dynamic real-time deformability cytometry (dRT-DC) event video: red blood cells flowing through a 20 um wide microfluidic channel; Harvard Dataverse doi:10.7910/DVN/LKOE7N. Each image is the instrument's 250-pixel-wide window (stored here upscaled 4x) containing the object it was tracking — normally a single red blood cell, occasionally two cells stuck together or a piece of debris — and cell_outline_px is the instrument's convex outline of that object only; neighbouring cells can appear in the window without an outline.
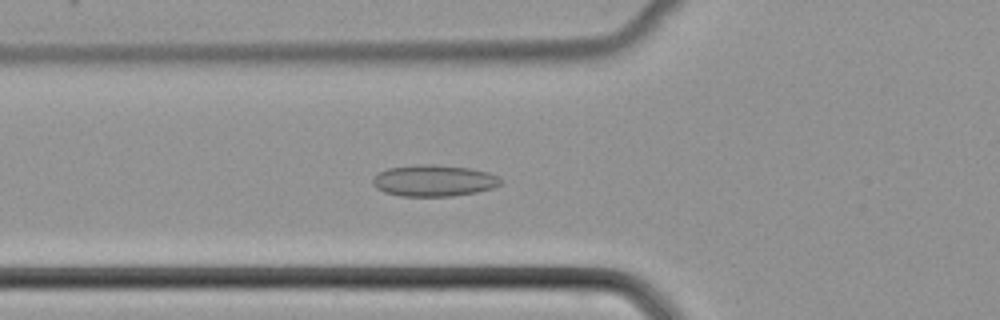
{"species": "common noctule bat (a hibernating species)", "species_latin": "Nyctalus noctula", "temperature_condition": "cold", "stored_images_in_passage": 52, "camera_frame_rate_fps": 3000, "um_per_image_px": 0.085, "animal": {"sex": "female", "body_mass_g": 22.7, "forearm_length_mm": 54.2}, "frame": {"image": 1, "passage_image": 20, "time_ms": 6.333, "image_size_px": [1000, 320], "cell_outline_px": [[504, 180], [500, 184], [492, 188], [476, 192], [452, 196], [400, 196], [384, 192], [376, 188], [372, 184], [372, 180], [380, 172], [388, 168], [416, 164], [436, 164], [472, 168], [488, 172], [500, 176]], "centroid_in_image_um": [36.91, 15.34], "position_along_channel_um": 88.9, "area_um2": 23.7}}
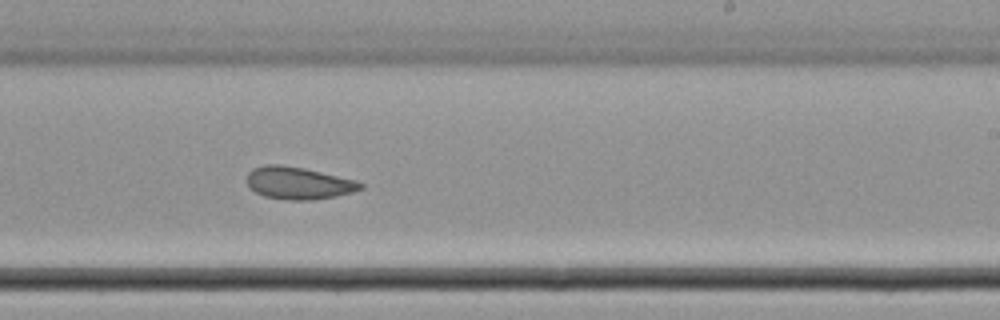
{"frame": {"image": 2, "passage_image": 33, "time_ms": 10.667, "image_size_px": [1000, 320], "cell_outline_px": [[364, 188], [352, 192], [336, 196], [312, 200], [284, 200], [264, 196], [248, 188], [244, 180], [248, 172], [252, 168], [264, 164], [280, 164], [304, 168], [356, 180], [364, 184]], "centroid_in_image_um": [25.31, 15.56], "position_along_channel_um": 263.7, "area_um2": 21.79}}
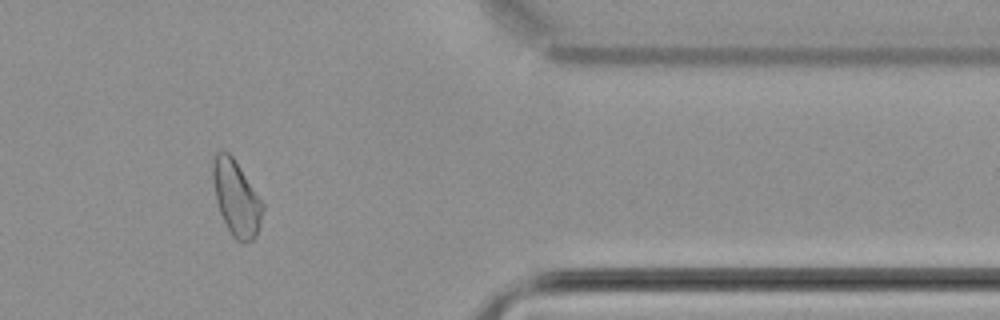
{"frame": {"image": 3, "passage_image": 44, "time_ms": 14.333, "image_size_px": [1000, 320], "cell_outline_px": [[264, 208], [260, 224], [256, 236], [252, 240], [244, 244], [236, 240], [232, 236], [220, 212], [216, 200], [208, 164], [216, 152], [220, 148], [228, 152], [232, 156], [264, 204]], "centroid_in_image_um": [20.03, 16.78], "position_along_channel_um": 391.4, "area_um2": 22.31}}